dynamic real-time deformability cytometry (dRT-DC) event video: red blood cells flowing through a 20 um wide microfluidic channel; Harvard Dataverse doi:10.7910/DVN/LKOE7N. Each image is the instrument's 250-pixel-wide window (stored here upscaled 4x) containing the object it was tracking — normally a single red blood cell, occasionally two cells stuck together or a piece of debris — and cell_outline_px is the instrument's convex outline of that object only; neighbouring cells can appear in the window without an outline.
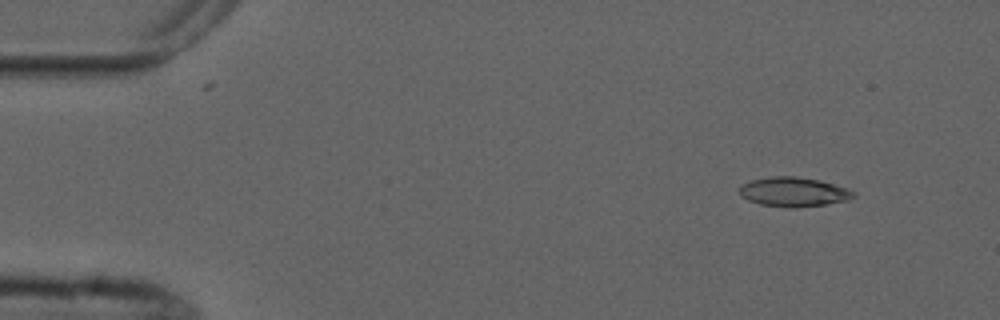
{"species": "common noctule bat (a hibernating species)", "species_latin": "Nyctalus noctula", "temperature_condition": "cold", "stored_images_in_passage": 4, "camera_frame_rate_fps": 3000, "um_per_image_px": 0.085, "animal": {"sex": "male", "forearm_length_mm": 52.5}, "frame": {"image": 1, "passage_image": 1, "time_ms": 0.0, "image_size_px": [1000, 320], "cell_outline_px": [[856, 196], [848, 200], [824, 204], [792, 208], [760, 204], [748, 200], [740, 196], [740, 188], [744, 184], [752, 180], [772, 176], [796, 176], [820, 180], [856, 192]], "centroid_in_image_um": [67.45, 16.31], "position_along_channel_um": 17.5, "area_um2": 19.31}}
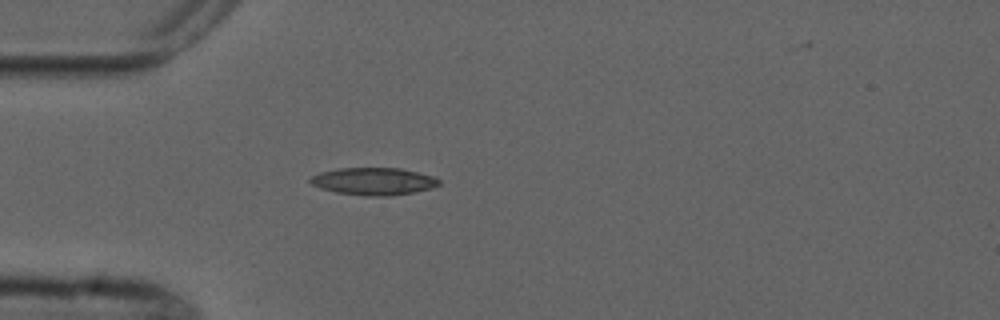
{"frame": {"image": 2, "passage_image": 4, "time_ms": 3.333, "image_size_px": [1000, 320], "cell_outline_px": [[440, 184], [432, 188], [412, 192], [388, 196], [364, 196], [336, 192], [320, 188], [312, 184], [308, 180], [312, 176], [320, 172], [336, 168], [400, 168], [432, 176], [440, 180]], "centroid_in_image_um": [31.73, 15.41], "position_along_channel_um": 53.3, "area_um2": 20.46}}